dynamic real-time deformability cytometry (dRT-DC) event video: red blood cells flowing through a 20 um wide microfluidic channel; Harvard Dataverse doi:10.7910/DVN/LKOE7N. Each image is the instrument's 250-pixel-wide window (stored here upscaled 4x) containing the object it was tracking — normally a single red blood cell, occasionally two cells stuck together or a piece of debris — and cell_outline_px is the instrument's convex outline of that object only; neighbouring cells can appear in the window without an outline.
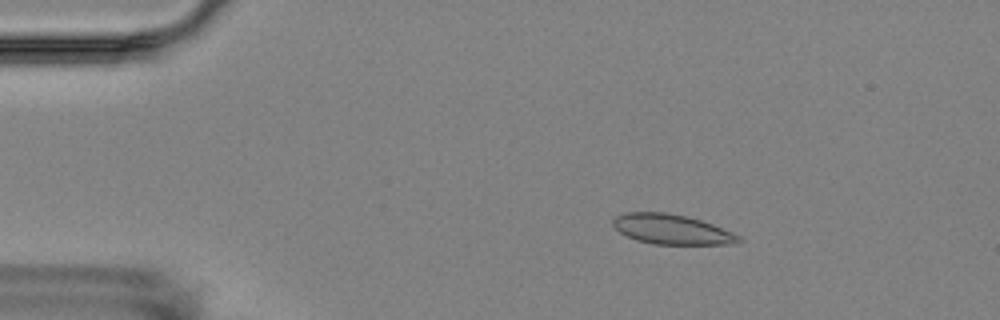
{"species": "Egyptian fruit bat (a non-hibernating species)", "species_latin": "Rousettus aegyptiacus", "temperature_condition": "room temperature", "stored_images_in_passage": 5, "camera_frame_rate_fps": 3000, "um_per_image_px": 0.085, "animal": {"sex": "female"}, "frame": {"image": 1, "passage_image": 3, "time_ms": 2.333, "image_size_px": [1000, 320], "cell_outline_px": [[744, 240], [736, 244], [652, 244], [636, 240], [620, 232], [612, 224], [612, 220], [616, 216], [624, 212], [664, 212], [684, 216], [700, 220], [712, 224], [732, 232], [740, 236]], "centroid_in_image_um": [57.1, 19.5], "position_along_channel_um": 27.9, "area_um2": 21.85}}